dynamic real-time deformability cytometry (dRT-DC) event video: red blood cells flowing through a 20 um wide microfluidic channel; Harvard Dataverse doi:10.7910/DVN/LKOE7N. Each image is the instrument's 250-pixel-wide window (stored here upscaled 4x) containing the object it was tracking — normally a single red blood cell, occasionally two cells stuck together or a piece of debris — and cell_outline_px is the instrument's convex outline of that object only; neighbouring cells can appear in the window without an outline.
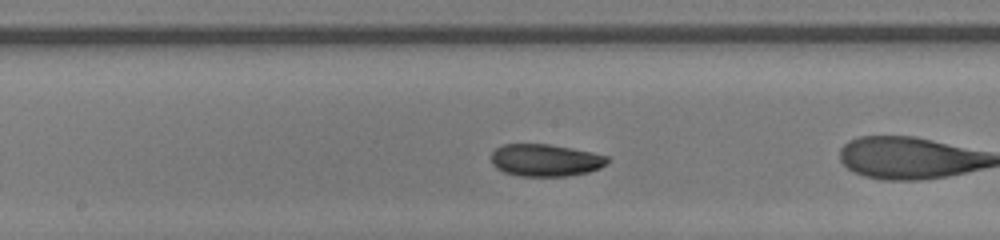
{"species": "human", "species_latin": "Homo sapiens", "temperature_condition": "room temperature", "stored_images_in_passage": 29, "segment_of_instrument_passage": [2, 2], "camera_frame_rate_fps": 3000, "um_per_image_px": 0.085, "donor": {"sex": "male"}, "frame": {"image": 1, "passage_image": 13, "time_ms": 4.0, "image_size_px": [1000, 240], "cell_outline_px": [[608, 164], [600, 168], [588, 172], [568, 176], [520, 176], [504, 172], [496, 168], [492, 164], [492, 152], [496, 148], [504, 144], [548, 144], [572, 148], [592, 152], [608, 156]], "centroid_in_image_um": [46.37, 13.62], "position_along_channel_um": 201.8, "area_um2": 21.91}}